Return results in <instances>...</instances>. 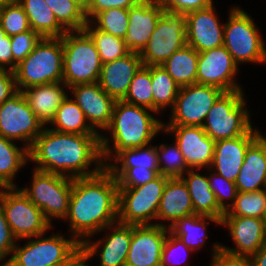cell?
Instances as JSON below:
<instances>
[{"instance_id": "obj_1", "label": "cell", "mask_w": 266, "mask_h": 266, "mask_svg": "<svg viewBox=\"0 0 266 266\" xmlns=\"http://www.w3.org/2000/svg\"><path fill=\"white\" fill-rule=\"evenodd\" d=\"M33 169L71 178L91 177L104 168L99 134L61 133L45 126L29 149Z\"/></svg>"}, {"instance_id": "obj_2", "label": "cell", "mask_w": 266, "mask_h": 266, "mask_svg": "<svg viewBox=\"0 0 266 266\" xmlns=\"http://www.w3.org/2000/svg\"><path fill=\"white\" fill-rule=\"evenodd\" d=\"M65 221L80 244L118 221V185L105 168L91 177L73 178Z\"/></svg>"}, {"instance_id": "obj_3", "label": "cell", "mask_w": 266, "mask_h": 266, "mask_svg": "<svg viewBox=\"0 0 266 266\" xmlns=\"http://www.w3.org/2000/svg\"><path fill=\"white\" fill-rule=\"evenodd\" d=\"M158 116L151 109L116 100L110 124L100 135L104 165L124 149L153 143L163 131V120Z\"/></svg>"}, {"instance_id": "obj_4", "label": "cell", "mask_w": 266, "mask_h": 266, "mask_svg": "<svg viewBox=\"0 0 266 266\" xmlns=\"http://www.w3.org/2000/svg\"><path fill=\"white\" fill-rule=\"evenodd\" d=\"M224 23L223 45L238 66L266 64V40L251 14L240 6L230 5Z\"/></svg>"}, {"instance_id": "obj_5", "label": "cell", "mask_w": 266, "mask_h": 266, "mask_svg": "<svg viewBox=\"0 0 266 266\" xmlns=\"http://www.w3.org/2000/svg\"><path fill=\"white\" fill-rule=\"evenodd\" d=\"M245 90L224 92L208 111L202 125L214 141L245 135L254 125Z\"/></svg>"}, {"instance_id": "obj_6", "label": "cell", "mask_w": 266, "mask_h": 266, "mask_svg": "<svg viewBox=\"0 0 266 266\" xmlns=\"http://www.w3.org/2000/svg\"><path fill=\"white\" fill-rule=\"evenodd\" d=\"M63 80L69 88L97 83L102 62L93 39L85 30L67 31L62 37Z\"/></svg>"}, {"instance_id": "obj_7", "label": "cell", "mask_w": 266, "mask_h": 266, "mask_svg": "<svg viewBox=\"0 0 266 266\" xmlns=\"http://www.w3.org/2000/svg\"><path fill=\"white\" fill-rule=\"evenodd\" d=\"M17 91L63 80L62 38L42 37L34 50L14 69Z\"/></svg>"}, {"instance_id": "obj_8", "label": "cell", "mask_w": 266, "mask_h": 266, "mask_svg": "<svg viewBox=\"0 0 266 266\" xmlns=\"http://www.w3.org/2000/svg\"><path fill=\"white\" fill-rule=\"evenodd\" d=\"M47 234L17 241L9 261L14 266H62L81 249V244L70 234L66 237L61 231Z\"/></svg>"}, {"instance_id": "obj_9", "label": "cell", "mask_w": 266, "mask_h": 266, "mask_svg": "<svg viewBox=\"0 0 266 266\" xmlns=\"http://www.w3.org/2000/svg\"><path fill=\"white\" fill-rule=\"evenodd\" d=\"M31 171L30 185L18 188L41 209L44 217L53 227L54 220L64 221L68 214L73 178L36 169Z\"/></svg>"}, {"instance_id": "obj_10", "label": "cell", "mask_w": 266, "mask_h": 266, "mask_svg": "<svg viewBox=\"0 0 266 266\" xmlns=\"http://www.w3.org/2000/svg\"><path fill=\"white\" fill-rule=\"evenodd\" d=\"M169 177L159 174L134 188H118V222L129 225L156 224L157 212Z\"/></svg>"}, {"instance_id": "obj_11", "label": "cell", "mask_w": 266, "mask_h": 266, "mask_svg": "<svg viewBox=\"0 0 266 266\" xmlns=\"http://www.w3.org/2000/svg\"><path fill=\"white\" fill-rule=\"evenodd\" d=\"M0 206L16 239L23 240L50 232L52 225L18 187L0 192Z\"/></svg>"}, {"instance_id": "obj_12", "label": "cell", "mask_w": 266, "mask_h": 266, "mask_svg": "<svg viewBox=\"0 0 266 266\" xmlns=\"http://www.w3.org/2000/svg\"><path fill=\"white\" fill-rule=\"evenodd\" d=\"M186 44L185 14L164 11L147 45L139 54L144 66H159Z\"/></svg>"}, {"instance_id": "obj_13", "label": "cell", "mask_w": 266, "mask_h": 266, "mask_svg": "<svg viewBox=\"0 0 266 266\" xmlns=\"http://www.w3.org/2000/svg\"><path fill=\"white\" fill-rule=\"evenodd\" d=\"M44 127L21 91L0 105V136L30 149Z\"/></svg>"}, {"instance_id": "obj_14", "label": "cell", "mask_w": 266, "mask_h": 266, "mask_svg": "<svg viewBox=\"0 0 266 266\" xmlns=\"http://www.w3.org/2000/svg\"><path fill=\"white\" fill-rule=\"evenodd\" d=\"M223 93L219 88L198 83L180 87L169 120L163 125L202 126L208 111Z\"/></svg>"}, {"instance_id": "obj_15", "label": "cell", "mask_w": 266, "mask_h": 266, "mask_svg": "<svg viewBox=\"0 0 266 266\" xmlns=\"http://www.w3.org/2000/svg\"><path fill=\"white\" fill-rule=\"evenodd\" d=\"M131 240L132 225L117 221L87 238L81 248L90 259L98 258V266H125Z\"/></svg>"}, {"instance_id": "obj_16", "label": "cell", "mask_w": 266, "mask_h": 266, "mask_svg": "<svg viewBox=\"0 0 266 266\" xmlns=\"http://www.w3.org/2000/svg\"><path fill=\"white\" fill-rule=\"evenodd\" d=\"M239 68L224 45L200 52L196 83L213 86L224 92L244 90L236 80Z\"/></svg>"}, {"instance_id": "obj_17", "label": "cell", "mask_w": 266, "mask_h": 266, "mask_svg": "<svg viewBox=\"0 0 266 266\" xmlns=\"http://www.w3.org/2000/svg\"><path fill=\"white\" fill-rule=\"evenodd\" d=\"M162 133L171 135L190 169L210 168L215 151V141L202 126L163 125Z\"/></svg>"}, {"instance_id": "obj_18", "label": "cell", "mask_w": 266, "mask_h": 266, "mask_svg": "<svg viewBox=\"0 0 266 266\" xmlns=\"http://www.w3.org/2000/svg\"><path fill=\"white\" fill-rule=\"evenodd\" d=\"M221 226L229 231L233 243V247L221 243V249L228 253L252 257L266 243L264 219L223 216Z\"/></svg>"}, {"instance_id": "obj_19", "label": "cell", "mask_w": 266, "mask_h": 266, "mask_svg": "<svg viewBox=\"0 0 266 266\" xmlns=\"http://www.w3.org/2000/svg\"><path fill=\"white\" fill-rule=\"evenodd\" d=\"M215 6L185 14L187 45L198 53L223 45L224 21H220Z\"/></svg>"}, {"instance_id": "obj_20", "label": "cell", "mask_w": 266, "mask_h": 266, "mask_svg": "<svg viewBox=\"0 0 266 266\" xmlns=\"http://www.w3.org/2000/svg\"><path fill=\"white\" fill-rule=\"evenodd\" d=\"M69 95L83 110L90 126L101 135L110 124L116 100L98 82L74 85L69 88Z\"/></svg>"}, {"instance_id": "obj_21", "label": "cell", "mask_w": 266, "mask_h": 266, "mask_svg": "<svg viewBox=\"0 0 266 266\" xmlns=\"http://www.w3.org/2000/svg\"><path fill=\"white\" fill-rule=\"evenodd\" d=\"M169 229L156 224L132 225V240L125 266H160Z\"/></svg>"}, {"instance_id": "obj_22", "label": "cell", "mask_w": 266, "mask_h": 266, "mask_svg": "<svg viewBox=\"0 0 266 266\" xmlns=\"http://www.w3.org/2000/svg\"><path fill=\"white\" fill-rule=\"evenodd\" d=\"M261 134L255 125L245 134L215 141L213 161L209 169L235 182L244 162L248 146Z\"/></svg>"}, {"instance_id": "obj_23", "label": "cell", "mask_w": 266, "mask_h": 266, "mask_svg": "<svg viewBox=\"0 0 266 266\" xmlns=\"http://www.w3.org/2000/svg\"><path fill=\"white\" fill-rule=\"evenodd\" d=\"M163 13L156 0H141L128 9V30L123 41L131 52L144 49Z\"/></svg>"}, {"instance_id": "obj_24", "label": "cell", "mask_w": 266, "mask_h": 266, "mask_svg": "<svg viewBox=\"0 0 266 266\" xmlns=\"http://www.w3.org/2000/svg\"><path fill=\"white\" fill-rule=\"evenodd\" d=\"M143 65L138 52H130L126 56L102 64L99 85L115 100H122L136 72Z\"/></svg>"}, {"instance_id": "obj_25", "label": "cell", "mask_w": 266, "mask_h": 266, "mask_svg": "<svg viewBox=\"0 0 266 266\" xmlns=\"http://www.w3.org/2000/svg\"><path fill=\"white\" fill-rule=\"evenodd\" d=\"M194 214L188 188L181 178H169L160 200L156 225L169 228L177 220Z\"/></svg>"}, {"instance_id": "obj_26", "label": "cell", "mask_w": 266, "mask_h": 266, "mask_svg": "<svg viewBox=\"0 0 266 266\" xmlns=\"http://www.w3.org/2000/svg\"><path fill=\"white\" fill-rule=\"evenodd\" d=\"M266 133L248 146L244 162L235 181L238 192L266 189Z\"/></svg>"}, {"instance_id": "obj_27", "label": "cell", "mask_w": 266, "mask_h": 266, "mask_svg": "<svg viewBox=\"0 0 266 266\" xmlns=\"http://www.w3.org/2000/svg\"><path fill=\"white\" fill-rule=\"evenodd\" d=\"M36 117L48 126L57 109L69 95V87L63 82L30 86L21 91Z\"/></svg>"}, {"instance_id": "obj_28", "label": "cell", "mask_w": 266, "mask_h": 266, "mask_svg": "<svg viewBox=\"0 0 266 266\" xmlns=\"http://www.w3.org/2000/svg\"><path fill=\"white\" fill-rule=\"evenodd\" d=\"M201 171L204 173L206 169H190L181 177L188 188L194 214L222 219L225 212L217 203L207 173Z\"/></svg>"}, {"instance_id": "obj_29", "label": "cell", "mask_w": 266, "mask_h": 266, "mask_svg": "<svg viewBox=\"0 0 266 266\" xmlns=\"http://www.w3.org/2000/svg\"><path fill=\"white\" fill-rule=\"evenodd\" d=\"M209 223L221 226V219L192 214L177 220L168 229L172 235L180 238L188 248L197 252L207 248Z\"/></svg>"}, {"instance_id": "obj_30", "label": "cell", "mask_w": 266, "mask_h": 266, "mask_svg": "<svg viewBox=\"0 0 266 266\" xmlns=\"http://www.w3.org/2000/svg\"><path fill=\"white\" fill-rule=\"evenodd\" d=\"M32 30L41 37L61 38L67 31L59 24L45 0H18Z\"/></svg>"}, {"instance_id": "obj_31", "label": "cell", "mask_w": 266, "mask_h": 266, "mask_svg": "<svg viewBox=\"0 0 266 266\" xmlns=\"http://www.w3.org/2000/svg\"><path fill=\"white\" fill-rule=\"evenodd\" d=\"M0 136V179L9 187H18L17 173L29 162V149ZM28 163V164H27Z\"/></svg>"}, {"instance_id": "obj_32", "label": "cell", "mask_w": 266, "mask_h": 266, "mask_svg": "<svg viewBox=\"0 0 266 266\" xmlns=\"http://www.w3.org/2000/svg\"><path fill=\"white\" fill-rule=\"evenodd\" d=\"M48 127L61 133L98 134L90 126L83 110L70 95L59 106Z\"/></svg>"}, {"instance_id": "obj_33", "label": "cell", "mask_w": 266, "mask_h": 266, "mask_svg": "<svg viewBox=\"0 0 266 266\" xmlns=\"http://www.w3.org/2000/svg\"><path fill=\"white\" fill-rule=\"evenodd\" d=\"M198 52L189 45L174 52L161 66L180 86L196 83Z\"/></svg>"}, {"instance_id": "obj_34", "label": "cell", "mask_w": 266, "mask_h": 266, "mask_svg": "<svg viewBox=\"0 0 266 266\" xmlns=\"http://www.w3.org/2000/svg\"><path fill=\"white\" fill-rule=\"evenodd\" d=\"M151 84L153 92V111L162 115L171 110L180 90V86L161 66H151Z\"/></svg>"}, {"instance_id": "obj_35", "label": "cell", "mask_w": 266, "mask_h": 266, "mask_svg": "<svg viewBox=\"0 0 266 266\" xmlns=\"http://www.w3.org/2000/svg\"><path fill=\"white\" fill-rule=\"evenodd\" d=\"M105 169H159L156 145L153 143L118 152Z\"/></svg>"}, {"instance_id": "obj_36", "label": "cell", "mask_w": 266, "mask_h": 266, "mask_svg": "<svg viewBox=\"0 0 266 266\" xmlns=\"http://www.w3.org/2000/svg\"><path fill=\"white\" fill-rule=\"evenodd\" d=\"M84 30L93 39L102 64L122 58L131 52L123 39L97 29L90 21H87Z\"/></svg>"}, {"instance_id": "obj_37", "label": "cell", "mask_w": 266, "mask_h": 266, "mask_svg": "<svg viewBox=\"0 0 266 266\" xmlns=\"http://www.w3.org/2000/svg\"><path fill=\"white\" fill-rule=\"evenodd\" d=\"M266 215V189L237 192L234 204L223 216H242L264 219Z\"/></svg>"}, {"instance_id": "obj_38", "label": "cell", "mask_w": 266, "mask_h": 266, "mask_svg": "<svg viewBox=\"0 0 266 266\" xmlns=\"http://www.w3.org/2000/svg\"><path fill=\"white\" fill-rule=\"evenodd\" d=\"M172 141V144L169 143V145L167 142L156 145L159 174L169 178H181L190 168L187 166L178 145L174 140Z\"/></svg>"}, {"instance_id": "obj_39", "label": "cell", "mask_w": 266, "mask_h": 266, "mask_svg": "<svg viewBox=\"0 0 266 266\" xmlns=\"http://www.w3.org/2000/svg\"><path fill=\"white\" fill-rule=\"evenodd\" d=\"M124 102L153 110L151 66L142 65L131 81Z\"/></svg>"}, {"instance_id": "obj_40", "label": "cell", "mask_w": 266, "mask_h": 266, "mask_svg": "<svg viewBox=\"0 0 266 266\" xmlns=\"http://www.w3.org/2000/svg\"><path fill=\"white\" fill-rule=\"evenodd\" d=\"M57 21L66 31L84 30L87 24L85 11L72 0L46 2Z\"/></svg>"}, {"instance_id": "obj_41", "label": "cell", "mask_w": 266, "mask_h": 266, "mask_svg": "<svg viewBox=\"0 0 266 266\" xmlns=\"http://www.w3.org/2000/svg\"><path fill=\"white\" fill-rule=\"evenodd\" d=\"M128 9L111 8L99 12L90 22L99 30L123 39L128 30Z\"/></svg>"}, {"instance_id": "obj_42", "label": "cell", "mask_w": 266, "mask_h": 266, "mask_svg": "<svg viewBox=\"0 0 266 266\" xmlns=\"http://www.w3.org/2000/svg\"><path fill=\"white\" fill-rule=\"evenodd\" d=\"M0 25L8 36L31 30L28 17L18 1H10L0 10Z\"/></svg>"}, {"instance_id": "obj_43", "label": "cell", "mask_w": 266, "mask_h": 266, "mask_svg": "<svg viewBox=\"0 0 266 266\" xmlns=\"http://www.w3.org/2000/svg\"><path fill=\"white\" fill-rule=\"evenodd\" d=\"M208 181L212 192L215 194L219 207L227 212L234 204L237 188L235 182L225 179L211 169H207Z\"/></svg>"}, {"instance_id": "obj_44", "label": "cell", "mask_w": 266, "mask_h": 266, "mask_svg": "<svg viewBox=\"0 0 266 266\" xmlns=\"http://www.w3.org/2000/svg\"><path fill=\"white\" fill-rule=\"evenodd\" d=\"M192 253L195 252L188 248L180 238L168 232L162 248L160 266H186L189 262L185 261H189L187 257Z\"/></svg>"}, {"instance_id": "obj_45", "label": "cell", "mask_w": 266, "mask_h": 266, "mask_svg": "<svg viewBox=\"0 0 266 266\" xmlns=\"http://www.w3.org/2000/svg\"><path fill=\"white\" fill-rule=\"evenodd\" d=\"M117 181L118 188L144 185L159 175V169H106Z\"/></svg>"}, {"instance_id": "obj_46", "label": "cell", "mask_w": 266, "mask_h": 266, "mask_svg": "<svg viewBox=\"0 0 266 266\" xmlns=\"http://www.w3.org/2000/svg\"><path fill=\"white\" fill-rule=\"evenodd\" d=\"M41 38L42 37L32 29L11 36L13 61L17 65L21 63L34 50Z\"/></svg>"}, {"instance_id": "obj_47", "label": "cell", "mask_w": 266, "mask_h": 266, "mask_svg": "<svg viewBox=\"0 0 266 266\" xmlns=\"http://www.w3.org/2000/svg\"><path fill=\"white\" fill-rule=\"evenodd\" d=\"M212 257L208 266H254L251 257L238 256L221 249V244L215 242L209 250Z\"/></svg>"}, {"instance_id": "obj_48", "label": "cell", "mask_w": 266, "mask_h": 266, "mask_svg": "<svg viewBox=\"0 0 266 266\" xmlns=\"http://www.w3.org/2000/svg\"><path fill=\"white\" fill-rule=\"evenodd\" d=\"M164 11L177 14H187L195 10L211 7L213 0H156Z\"/></svg>"}, {"instance_id": "obj_49", "label": "cell", "mask_w": 266, "mask_h": 266, "mask_svg": "<svg viewBox=\"0 0 266 266\" xmlns=\"http://www.w3.org/2000/svg\"><path fill=\"white\" fill-rule=\"evenodd\" d=\"M17 241L0 206V266L9 262Z\"/></svg>"}, {"instance_id": "obj_50", "label": "cell", "mask_w": 266, "mask_h": 266, "mask_svg": "<svg viewBox=\"0 0 266 266\" xmlns=\"http://www.w3.org/2000/svg\"><path fill=\"white\" fill-rule=\"evenodd\" d=\"M141 0H89L85 11L87 21H91L99 12L111 8H125L136 5Z\"/></svg>"}, {"instance_id": "obj_51", "label": "cell", "mask_w": 266, "mask_h": 266, "mask_svg": "<svg viewBox=\"0 0 266 266\" xmlns=\"http://www.w3.org/2000/svg\"><path fill=\"white\" fill-rule=\"evenodd\" d=\"M17 92L13 71L0 69V105Z\"/></svg>"}, {"instance_id": "obj_52", "label": "cell", "mask_w": 266, "mask_h": 266, "mask_svg": "<svg viewBox=\"0 0 266 266\" xmlns=\"http://www.w3.org/2000/svg\"><path fill=\"white\" fill-rule=\"evenodd\" d=\"M16 67L11 50V36L6 35L0 42V69L14 71Z\"/></svg>"}, {"instance_id": "obj_53", "label": "cell", "mask_w": 266, "mask_h": 266, "mask_svg": "<svg viewBox=\"0 0 266 266\" xmlns=\"http://www.w3.org/2000/svg\"><path fill=\"white\" fill-rule=\"evenodd\" d=\"M90 260V257L81 248L62 266H91L89 264Z\"/></svg>"}, {"instance_id": "obj_54", "label": "cell", "mask_w": 266, "mask_h": 266, "mask_svg": "<svg viewBox=\"0 0 266 266\" xmlns=\"http://www.w3.org/2000/svg\"><path fill=\"white\" fill-rule=\"evenodd\" d=\"M254 266H266V243L251 257Z\"/></svg>"}, {"instance_id": "obj_55", "label": "cell", "mask_w": 266, "mask_h": 266, "mask_svg": "<svg viewBox=\"0 0 266 266\" xmlns=\"http://www.w3.org/2000/svg\"><path fill=\"white\" fill-rule=\"evenodd\" d=\"M72 1L78 4L84 11H86L89 4V0H72Z\"/></svg>"}, {"instance_id": "obj_56", "label": "cell", "mask_w": 266, "mask_h": 266, "mask_svg": "<svg viewBox=\"0 0 266 266\" xmlns=\"http://www.w3.org/2000/svg\"><path fill=\"white\" fill-rule=\"evenodd\" d=\"M9 187L0 179V192L8 189Z\"/></svg>"}, {"instance_id": "obj_57", "label": "cell", "mask_w": 266, "mask_h": 266, "mask_svg": "<svg viewBox=\"0 0 266 266\" xmlns=\"http://www.w3.org/2000/svg\"><path fill=\"white\" fill-rule=\"evenodd\" d=\"M6 36V32L2 29L1 25H0V42L3 41V37Z\"/></svg>"}, {"instance_id": "obj_58", "label": "cell", "mask_w": 266, "mask_h": 266, "mask_svg": "<svg viewBox=\"0 0 266 266\" xmlns=\"http://www.w3.org/2000/svg\"><path fill=\"white\" fill-rule=\"evenodd\" d=\"M10 1L9 0H0V10L8 4Z\"/></svg>"}, {"instance_id": "obj_59", "label": "cell", "mask_w": 266, "mask_h": 266, "mask_svg": "<svg viewBox=\"0 0 266 266\" xmlns=\"http://www.w3.org/2000/svg\"><path fill=\"white\" fill-rule=\"evenodd\" d=\"M1 266H14V265L9 261V262H7V263L1 265Z\"/></svg>"}, {"instance_id": "obj_60", "label": "cell", "mask_w": 266, "mask_h": 266, "mask_svg": "<svg viewBox=\"0 0 266 266\" xmlns=\"http://www.w3.org/2000/svg\"><path fill=\"white\" fill-rule=\"evenodd\" d=\"M264 225H265V232H266V215H265V218H264Z\"/></svg>"}, {"instance_id": "obj_61", "label": "cell", "mask_w": 266, "mask_h": 266, "mask_svg": "<svg viewBox=\"0 0 266 266\" xmlns=\"http://www.w3.org/2000/svg\"><path fill=\"white\" fill-rule=\"evenodd\" d=\"M56 0H45V2H55Z\"/></svg>"}]
</instances>
